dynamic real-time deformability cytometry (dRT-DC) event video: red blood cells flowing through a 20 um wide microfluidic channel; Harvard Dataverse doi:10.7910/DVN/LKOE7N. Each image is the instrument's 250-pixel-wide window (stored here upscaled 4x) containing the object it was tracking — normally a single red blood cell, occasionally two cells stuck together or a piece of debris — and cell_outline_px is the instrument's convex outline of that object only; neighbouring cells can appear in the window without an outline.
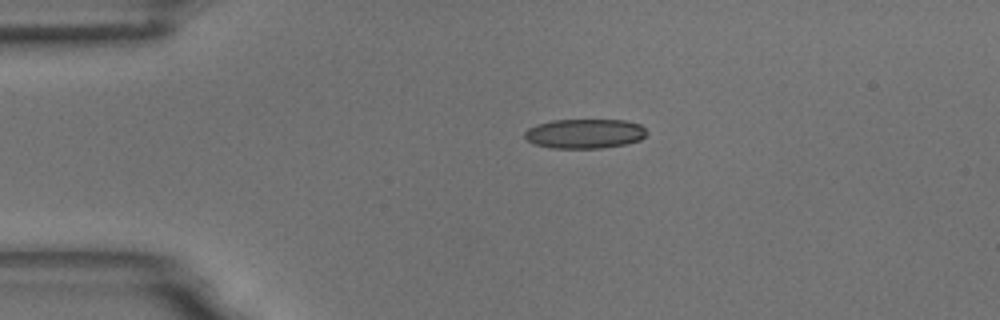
{"species": "common noctule bat (a hibernating species)", "species_latin": "Nyctalus noctula", "temperature_condition": "room temperature", "stored_images_in_passage": 45, "camera_frame_rate_fps": 3000, "um_per_image_px": 0.085, "animal": {"sex": "male", "body_mass_g": 18.8}, "frame": {"image": 1, "passage_image": 1, "time_ms": 0.0, "image_size_px": [1000, 320], "cell_outline_px": [[648, 132], [640, 140], [628, 144], [600, 148], [552, 148], [536, 144], [528, 140], [524, 136], [524, 132], [528, 128], [536, 124], [552, 120], [624, 120], [640, 124]], "centroid_in_image_um": [49.71, 11.35], "position_along_channel_um": 35.3, "area_um2": 21.04}}
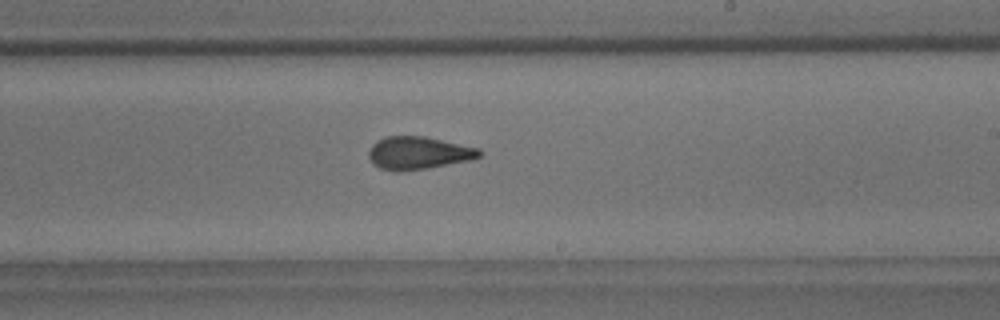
{"frame": {"image": 2, "passage_image": 22, "time_ms": 7.0, "image_size_px": [1000, 320], "cell_outline_px": [[484, 152], [480, 156], [472, 160], [428, 168], [400, 172], [396, 172], [380, 168], [372, 164], [368, 156], [368, 152], [372, 144], [376, 140], [384, 136], [424, 136], [480, 148]], "centroid_in_image_um": [35.56, 13.01], "position_along_channel_um": 253.4, "area_um2": 21.5}}
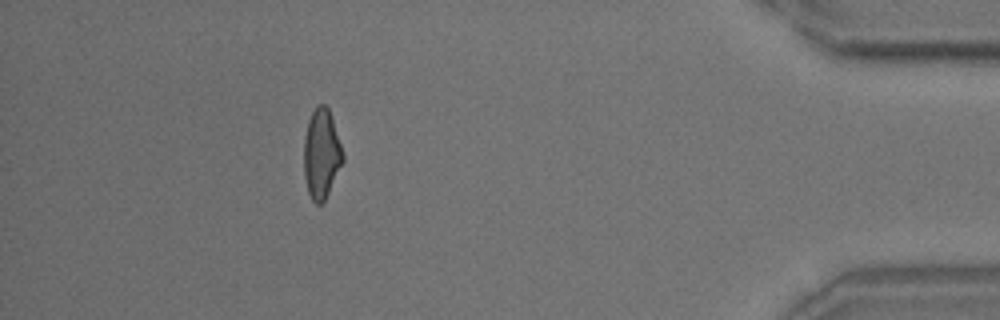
{"frame": {"image": 3, "passage_image": 39, "time_ms": 12.667, "image_size_px": [1000, 320], "cell_outline_px": [[344, 160], [324, 200], [320, 204], [316, 204], [312, 200], [308, 192], [304, 176], [304, 136], [308, 120], [316, 104], [324, 104], [328, 108], [344, 156]], "centroid_in_image_um": [27.3, 13.06], "position_along_channel_um": 407.9, "area_um2": 20.06}, "authors_computed_cell_mechanics": {"area_um2": 21.0392, "velocity_mm_per_s": 3.6407, "shape_relaxation_time_tau1_ms": 9.5831, "shape_relaxation_time_tau2_ms": 1.7641, "deformation_change_tau1": 0.2005, "deformation_change_tau2": 0.0892}}